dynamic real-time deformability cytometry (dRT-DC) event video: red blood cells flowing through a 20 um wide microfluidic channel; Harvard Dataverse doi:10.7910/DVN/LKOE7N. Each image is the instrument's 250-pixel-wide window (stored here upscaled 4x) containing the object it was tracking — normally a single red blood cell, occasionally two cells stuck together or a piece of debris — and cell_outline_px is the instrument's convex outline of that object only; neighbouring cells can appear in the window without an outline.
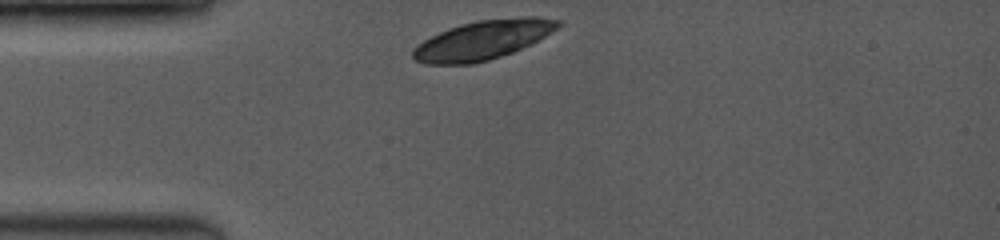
{"species": "common noctule bat (a hibernating species)", "species_latin": "Nyctalus noctula", "temperature_condition": "room temperature", "stored_images_in_passage": 1, "camera_frame_rate_fps": 3500, "um_per_image_px": 0.085, "animal": {"sex": "female", "body_mass_g": 19.0, "forearm_length_mm": 53.3}, "frame": {"image": 1, "passage_image": 1, "time_ms": 0.0, "image_size_px": [1000, 240], "cell_outline_px": [[564, 20], [556, 28], [544, 36], [512, 52], [488, 60], [472, 64], [424, 64], [416, 60], [412, 56], [412, 48], [416, 44], [448, 28], [460, 24], [476, 20], [520, 16], [540, 16]], "centroid_in_image_um": [41.02, 3.38], "position_along_channel_um": 44.0, "area_um2": 33.06}}